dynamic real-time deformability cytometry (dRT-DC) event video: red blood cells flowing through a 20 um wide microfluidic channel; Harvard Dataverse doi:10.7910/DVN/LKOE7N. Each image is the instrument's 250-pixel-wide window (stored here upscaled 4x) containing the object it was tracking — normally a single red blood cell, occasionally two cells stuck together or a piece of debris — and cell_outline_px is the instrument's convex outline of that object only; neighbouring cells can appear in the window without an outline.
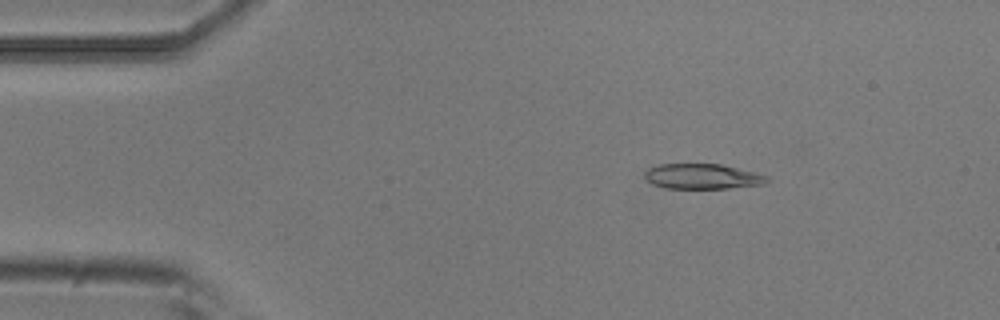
{"species": "common noctule bat (a hibernating species)", "species_latin": "Nyctalus noctula", "temperature_condition": "room temperature", "stored_images_in_passage": 4, "camera_frame_rate_fps": 3000, "um_per_image_px": 0.085, "animal": {"sex": "male", "body_mass_g": 20.5, "forearm_length_mm": 52.5}, "frame": {"image": 1, "passage_image": 2, "time_ms": 0.333, "image_size_px": [1000, 320], "cell_outline_px": [[768, 180], [764, 184], [728, 188], [664, 188], [652, 184], [644, 180], [644, 172], [648, 168], [660, 164], [720, 164], [756, 172], [768, 176]], "centroid_in_image_um": [59.66, 14.99], "position_along_channel_um": 25.3, "area_um2": 18.03}}
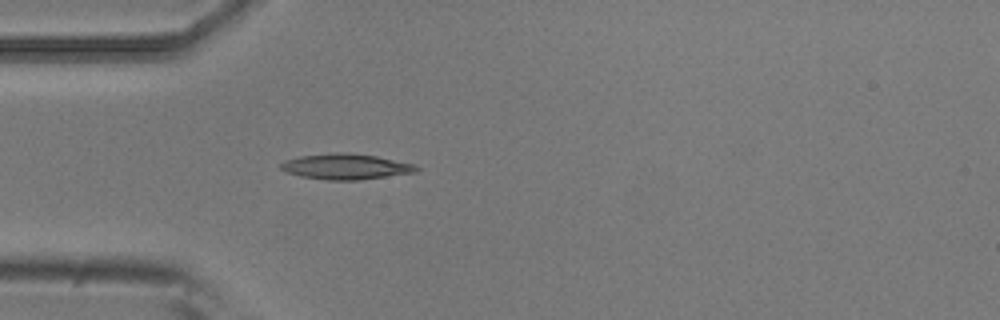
{"frame": {"image": 2, "passage_image": 4, "time_ms": 1.0, "image_size_px": [1000, 320], "cell_outline_px": [[420, 168], [416, 172], [360, 180], [328, 180], [300, 176], [288, 172], [280, 168], [280, 164], [284, 160], [300, 156], [336, 152], [344, 152], [376, 156], [416, 164]], "centroid_in_image_um": [29.41, 14.16], "position_along_channel_um": 55.6, "area_um2": 20.23}}